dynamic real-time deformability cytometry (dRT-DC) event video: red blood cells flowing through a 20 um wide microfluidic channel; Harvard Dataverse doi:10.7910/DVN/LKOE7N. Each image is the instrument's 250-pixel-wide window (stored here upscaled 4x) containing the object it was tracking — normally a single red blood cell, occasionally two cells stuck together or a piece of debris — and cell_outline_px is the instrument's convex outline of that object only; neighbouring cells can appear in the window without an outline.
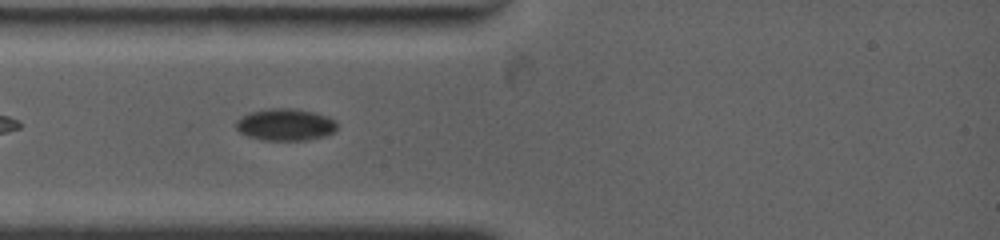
{"species": "common noctule bat (a hibernating species)", "species_latin": "Nyctalus noctula", "temperature_condition": "warm", "stored_images_in_passage": 4, "camera_frame_rate_fps": 4500, "um_per_image_px": 0.085, "animal": {"sex": "female", "body_mass_g": 19.0, "forearm_length_mm": 53.3}, "frame": {"image": 1, "passage_image": 1, "time_ms": 0.0, "image_size_px": [1000, 240], "cell_outline_px": [[336, 132], [328, 136], [308, 140], [264, 140], [248, 136], [240, 132], [236, 128], [236, 120], [248, 112], [268, 108], [296, 108], [316, 112], [328, 116], [336, 120]], "centroid_in_image_um": [24.3, 10.58], "position_along_channel_um": 60.7, "area_um2": 19.25}}
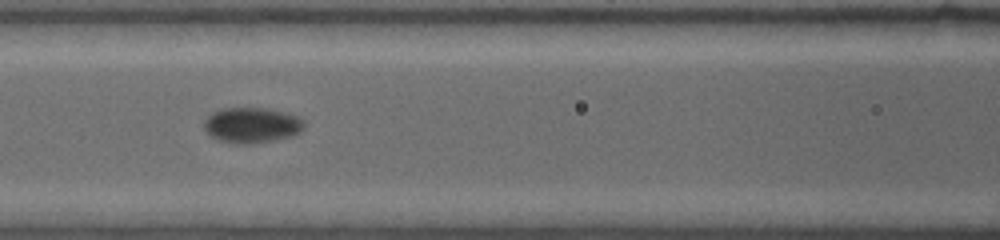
{"frame": {"image": 2, "passage_image": 3, "time_ms": 2.222, "image_size_px": [1000, 240], "cell_outline_px": [[304, 128], [300, 132], [292, 136], [252, 144], [232, 144], [216, 140], [204, 128], [204, 120], [212, 112], [224, 108], [264, 108], [284, 112], [296, 116], [304, 120]], "centroid_in_image_um": [21.38, 10.65], "position_along_channel_um": 145.2, "area_um2": 20.75}}
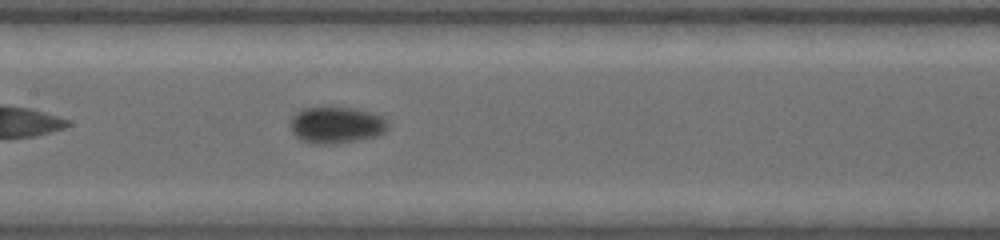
{"frame": {"image": 3, "passage_image": 4, "time_ms": 3.111, "image_size_px": [1000, 240], "cell_outline_px": [[388, 128], [384, 132], [376, 136], [356, 140], [332, 144], [316, 144], [300, 140], [292, 132], [292, 116], [296, 112], [304, 108], [356, 108], [372, 112], [388, 120]], "centroid_in_image_um": [28.61, 10.63], "position_along_channel_um": 178.8, "area_um2": 20.63}}